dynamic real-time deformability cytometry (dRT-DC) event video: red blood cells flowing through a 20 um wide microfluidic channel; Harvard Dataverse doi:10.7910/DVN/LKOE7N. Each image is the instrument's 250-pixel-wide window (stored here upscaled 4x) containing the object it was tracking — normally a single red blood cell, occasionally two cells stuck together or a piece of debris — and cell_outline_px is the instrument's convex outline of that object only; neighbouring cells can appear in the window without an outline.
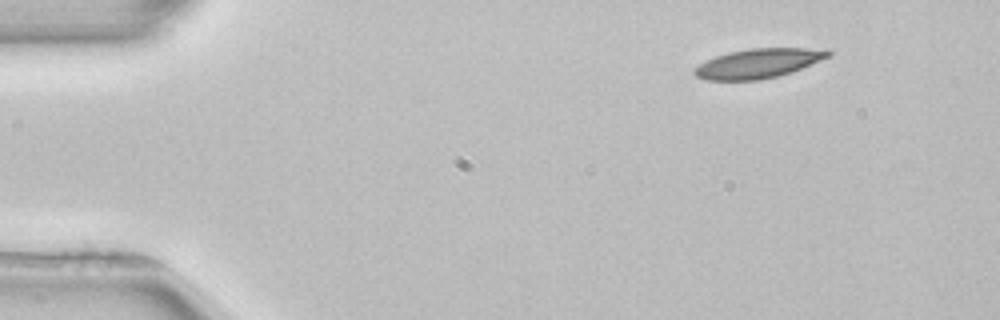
{"species": "common noctule bat (a hibernating species)", "species_latin": "Nyctalus noctula", "temperature_condition": "room temperature", "stored_images_in_passage": 47, "camera_frame_rate_fps": 3000, "um_per_image_px": 0.085, "animal": {"sex": "female", "body_mass_g": 22.7, "forearm_length_mm": 54.2}, "frame": {"image": 1, "passage_image": 1, "time_ms": 0.0, "image_size_px": [1000, 320], "cell_outline_px": [[832, 52], [828, 56], [792, 72], [760, 80], [704, 80], [696, 76], [692, 72], [700, 64], [716, 56], [728, 52], [748, 48], [828, 48]], "centroid_in_image_um": [64.46, 5.38], "position_along_channel_um": 20.5, "area_um2": 22.83}}
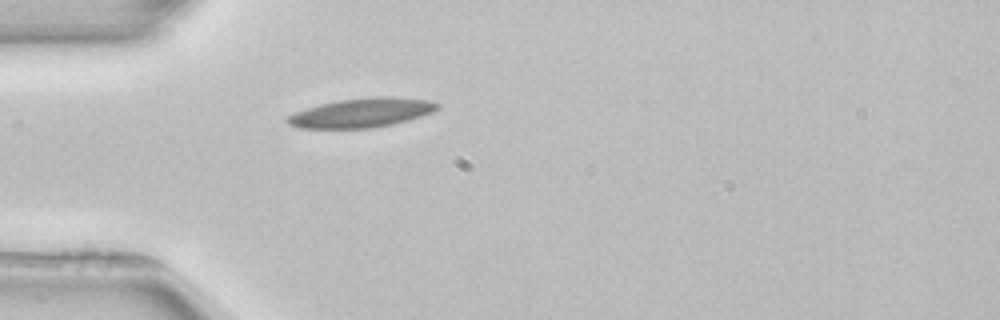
{"frame": {"image": 2, "passage_image": 10, "time_ms": 3.0, "image_size_px": [1000, 320], "cell_outline_px": [[440, 108], [432, 112], [408, 120], [392, 124], [372, 128], [296, 128], [288, 124], [284, 120], [288, 116], [296, 112], [320, 104], [340, 100], [376, 96], [388, 96], [428, 100], [440, 104]], "centroid_in_image_um": [30.73, 9.59], "position_along_channel_um": 54.3, "area_um2": 25.43}}
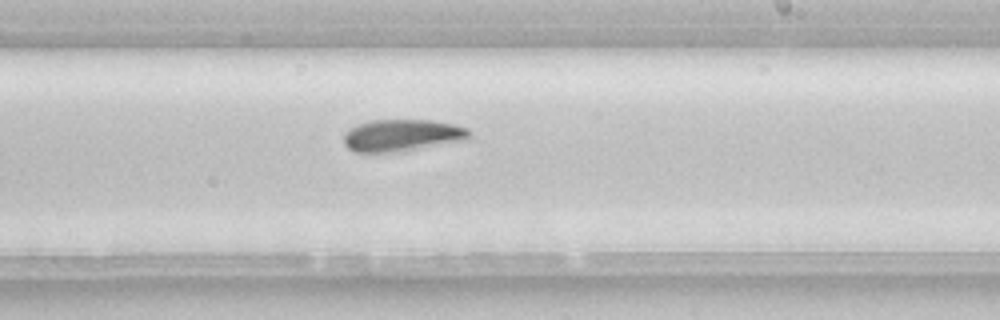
{"frame": {"image": 3, "passage_image": 26, "time_ms": 8.333, "image_size_px": [1000, 320], "cell_outline_px": [[472, 136], [468, 140], [392, 152], [356, 152], [348, 148], [344, 144], [344, 136], [352, 128], [360, 124], [372, 120], [432, 120], [452, 124], [468, 128]], "centroid_in_image_um": [34.23, 11.5], "position_along_channel_um": 254.8, "area_um2": 23.06}, "authors_computed_cell_mechanics": {"area_um2": 23.12, "velocity_mm_per_s": 3.9117, "shape_relaxation_time_tau1_ms": 4.9576, "shape_relaxation_time_tau2_ms": null, "deformation_change_tau1": 0.1323, "deformation_change_tau2": null}}